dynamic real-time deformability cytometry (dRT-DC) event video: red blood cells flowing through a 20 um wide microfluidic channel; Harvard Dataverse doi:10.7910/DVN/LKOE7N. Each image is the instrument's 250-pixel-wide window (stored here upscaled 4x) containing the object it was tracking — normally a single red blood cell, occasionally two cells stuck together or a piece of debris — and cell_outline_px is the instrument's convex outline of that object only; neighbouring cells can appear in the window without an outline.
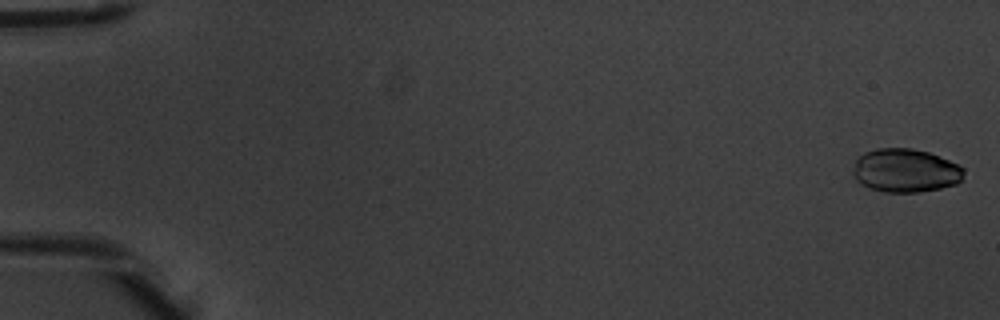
{"species": "common noctule bat (a hibernating species)", "species_latin": "Nyctalus noctula", "temperature_condition": "warm", "stored_images_in_passage": 6, "camera_frame_rate_fps": 3000, "um_per_image_px": 0.085, "animal": {"sex": "male", "body_mass_g": 20.1, "forearm_length_mm": 53.5}, "frame": {"image": 1, "passage_image": 1, "time_ms": 0.0, "image_size_px": [1000, 320], "cell_outline_px": [[964, 180], [956, 184], [940, 188], [920, 192], [884, 192], [872, 188], [856, 180], [852, 172], [856, 160], [864, 152], [876, 148], [912, 148], [928, 152], [948, 160], [964, 168]], "centroid_in_image_um": [76.98, 14.49], "position_along_channel_um": 8.0, "area_um2": 28.09}}
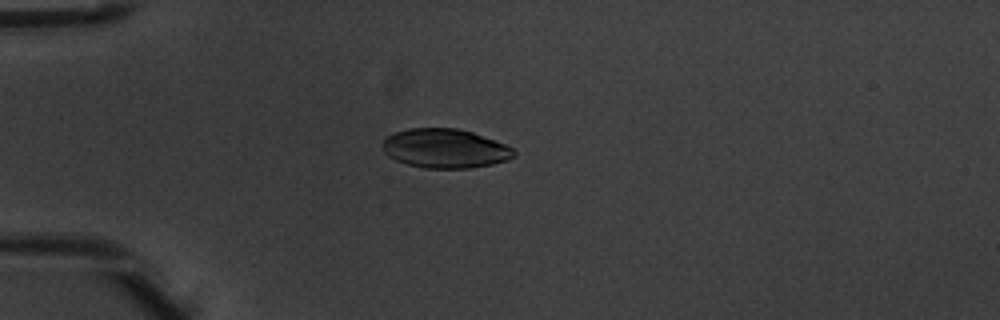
{"frame": {"image": 2, "passage_image": 5, "time_ms": 1.333, "image_size_px": [1000, 320], "cell_outline_px": [[516, 156], [508, 160], [492, 164], [468, 168], [424, 168], [408, 164], [396, 160], [388, 156], [384, 152], [384, 140], [392, 132], [408, 128], [456, 128], [472, 132], [504, 144], [512, 148], [516, 152]], "centroid_in_image_um": [37.83, 12.62], "position_along_channel_um": 47.2, "area_um2": 29.88}}
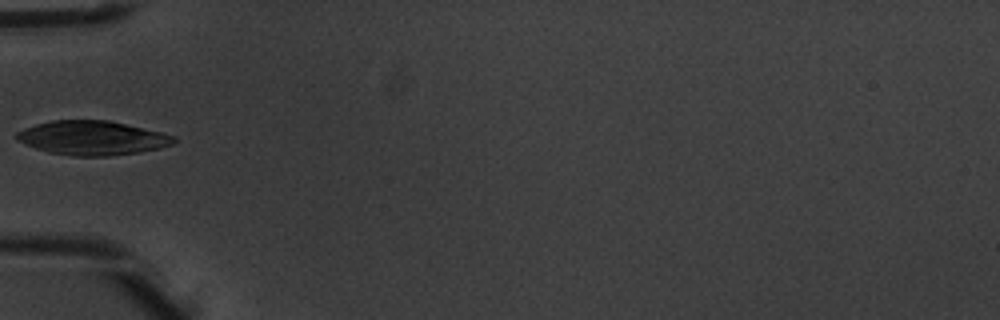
{"frame": {"image": 3, "passage_image": 6, "time_ms": 1.667, "image_size_px": [1000, 320], "cell_outline_px": [[176, 140], [172, 144], [160, 148], [112, 156], [72, 156], [48, 152], [36, 148], [16, 140], [12, 136], [16, 132], [24, 128], [36, 124], [52, 120], [108, 120], [160, 132], [176, 136]], "centroid_in_image_um": [7.8, 11.72], "position_along_channel_um": 77.2, "area_um2": 31.27}}